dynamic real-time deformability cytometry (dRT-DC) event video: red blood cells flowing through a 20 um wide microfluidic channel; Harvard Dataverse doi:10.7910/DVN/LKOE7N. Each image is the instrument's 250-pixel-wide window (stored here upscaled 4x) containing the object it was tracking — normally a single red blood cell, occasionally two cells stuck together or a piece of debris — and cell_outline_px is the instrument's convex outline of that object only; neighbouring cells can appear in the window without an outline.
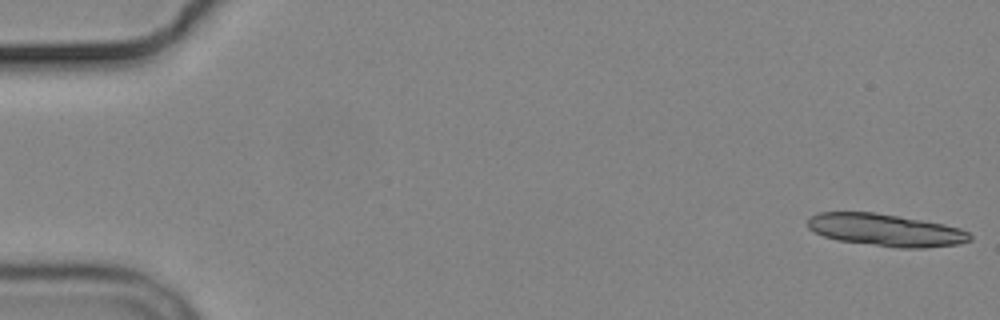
{"species": "common noctule bat (a hibernating species)", "species_latin": "Nyctalus noctula", "temperature_condition": "cold", "stored_images_in_passage": 11, "camera_frame_rate_fps": 3000, "um_per_image_px": 0.085, "animal": {"sex": "male", "body_mass_g": 19.2, "forearm_length_mm": 51.8}, "frame": {"image": 1, "passage_image": 1, "time_ms": 0.0, "image_size_px": [1000, 320], "cell_outline_px": [[972, 240], [956, 244], [924, 248], [896, 248], [836, 240], [824, 236], [808, 228], [808, 220], [812, 216], [820, 212], [872, 212], [944, 224], [960, 228], [968, 232], [972, 236]], "centroid_in_image_um": [75.29, 19.57], "position_along_channel_um": 9.7, "area_um2": 30.35}}
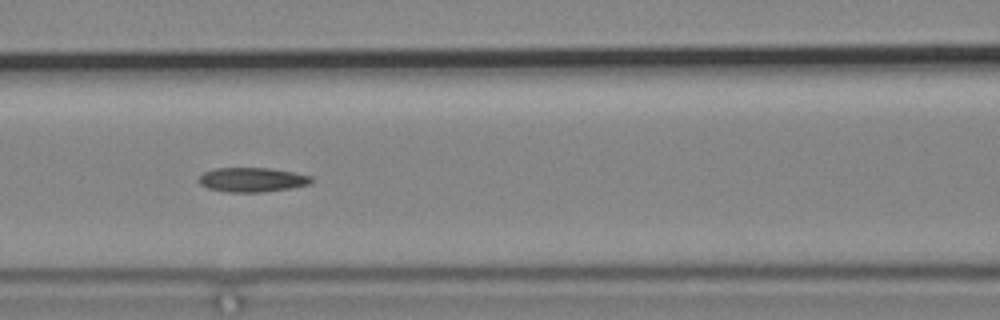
{"frame": {"image": 2, "passage_image": 7, "time_ms": 8.0, "image_size_px": [1000, 320], "cell_outline_px": [[312, 184], [292, 188], [264, 192], [228, 192], [208, 188], [200, 184], [196, 180], [204, 172], [216, 168], [268, 168], [292, 172], [312, 176]], "centroid_in_image_um": [21.44, 15.28], "position_along_channel_um": 145.2, "area_um2": 16.07}}
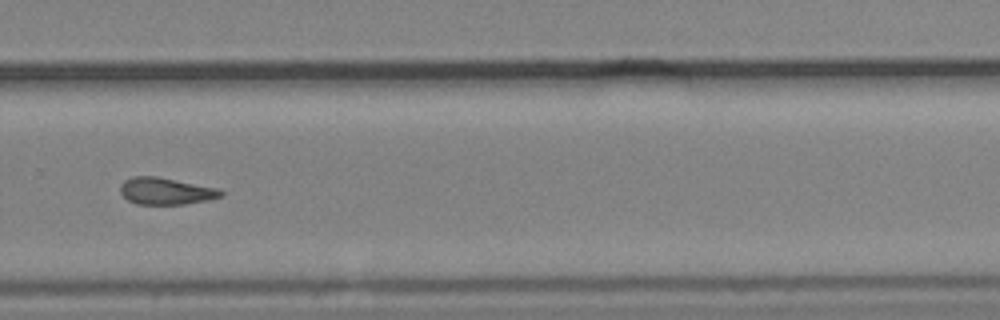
{"frame": {"image": 3, "passage_image": 11, "time_ms": 12.667, "image_size_px": [1000, 320], "cell_outline_px": [[224, 196], [208, 200], [184, 204], [136, 204], [128, 200], [120, 192], [120, 184], [124, 180], [132, 176], [156, 176], [220, 188], [224, 192]], "centroid_in_image_um": [14.12, 16.24], "position_along_channel_um": 315.7, "area_um2": 15.95}}